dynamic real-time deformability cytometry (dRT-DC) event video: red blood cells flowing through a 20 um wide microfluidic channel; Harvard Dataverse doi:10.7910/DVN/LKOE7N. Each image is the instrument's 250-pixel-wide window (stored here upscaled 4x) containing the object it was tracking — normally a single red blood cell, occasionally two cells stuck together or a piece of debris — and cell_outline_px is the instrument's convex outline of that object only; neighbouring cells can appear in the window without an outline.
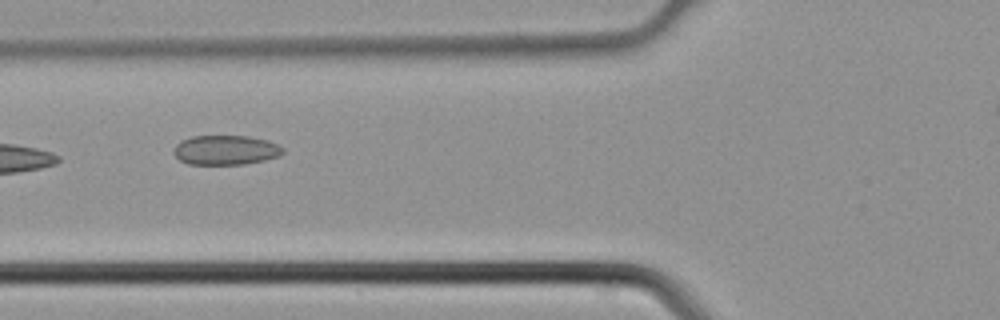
{"species": "common noctule bat (a hibernating species)", "species_latin": "Nyctalus noctula", "temperature_condition": "cold", "stored_images_in_passage": 3, "camera_frame_rate_fps": 3000, "um_per_image_px": 0.085, "animal": {"sex": "male", "body_mass_g": 21.5, "forearm_length_mm": 52.0}, "frame": {"image": 1, "passage_image": 3, "time_ms": 0.667, "image_size_px": [1000, 320], "cell_outline_px": [[284, 152], [280, 156], [264, 160], [244, 164], [188, 164], [180, 160], [172, 152], [176, 144], [180, 140], [192, 136], [248, 136], [268, 140], [284, 148]], "centroid_in_image_um": [19.17, 12.75], "position_along_channel_um": 106.6, "area_um2": 18.9}}